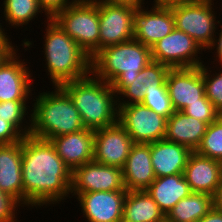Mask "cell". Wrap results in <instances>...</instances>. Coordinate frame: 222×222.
Wrapping results in <instances>:
<instances>
[{
  "label": "cell",
  "instance_id": "12",
  "mask_svg": "<svg viewBox=\"0 0 222 222\" xmlns=\"http://www.w3.org/2000/svg\"><path fill=\"white\" fill-rule=\"evenodd\" d=\"M133 144L131 136L119 122L95 130L93 161L123 168Z\"/></svg>",
  "mask_w": 222,
  "mask_h": 222
},
{
  "label": "cell",
  "instance_id": "40",
  "mask_svg": "<svg viewBox=\"0 0 222 222\" xmlns=\"http://www.w3.org/2000/svg\"><path fill=\"white\" fill-rule=\"evenodd\" d=\"M94 1H103L107 3H119V4H130L135 6L143 5L144 0H94Z\"/></svg>",
  "mask_w": 222,
  "mask_h": 222
},
{
  "label": "cell",
  "instance_id": "23",
  "mask_svg": "<svg viewBox=\"0 0 222 222\" xmlns=\"http://www.w3.org/2000/svg\"><path fill=\"white\" fill-rule=\"evenodd\" d=\"M208 124L185 115L181 111L174 113L167 119L165 140L186 146L195 151L206 133Z\"/></svg>",
  "mask_w": 222,
  "mask_h": 222
},
{
  "label": "cell",
  "instance_id": "31",
  "mask_svg": "<svg viewBox=\"0 0 222 222\" xmlns=\"http://www.w3.org/2000/svg\"><path fill=\"white\" fill-rule=\"evenodd\" d=\"M205 64L201 65L202 77L205 85V96L211 101L213 107L222 115V71L212 75ZM210 72H209V71Z\"/></svg>",
  "mask_w": 222,
  "mask_h": 222
},
{
  "label": "cell",
  "instance_id": "41",
  "mask_svg": "<svg viewBox=\"0 0 222 222\" xmlns=\"http://www.w3.org/2000/svg\"><path fill=\"white\" fill-rule=\"evenodd\" d=\"M1 24L2 23H0V45H12V41L10 42L11 39L6 35L7 33L4 30L6 28H2Z\"/></svg>",
  "mask_w": 222,
  "mask_h": 222
},
{
  "label": "cell",
  "instance_id": "11",
  "mask_svg": "<svg viewBox=\"0 0 222 222\" xmlns=\"http://www.w3.org/2000/svg\"><path fill=\"white\" fill-rule=\"evenodd\" d=\"M115 190H126L122 168L92 161L72 171V196L86 192Z\"/></svg>",
  "mask_w": 222,
  "mask_h": 222
},
{
  "label": "cell",
  "instance_id": "25",
  "mask_svg": "<svg viewBox=\"0 0 222 222\" xmlns=\"http://www.w3.org/2000/svg\"><path fill=\"white\" fill-rule=\"evenodd\" d=\"M122 220L127 222H166V216L146 190L127 191Z\"/></svg>",
  "mask_w": 222,
  "mask_h": 222
},
{
  "label": "cell",
  "instance_id": "29",
  "mask_svg": "<svg viewBox=\"0 0 222 222\" xmlns=\"http://www.w3.org/2000/svg\"><path fill=\"white\" fill-rule=\"evenodd\" d=\"M195 152L222 163V115L207 126Z\"/></svg>",
  "mask_w": 222,
  "mask_h": 222
},
{
  "label": "cell",
  "instance_id": "42",
  "mask_svg": "<svg viewBox=\"0 0 222 222\" xmlns=\"http://www.w3.org/2000/svg\"><path fill=\"white\" fill-rule=\"evenodd\" d=\"M14 47V45H0V62Z\"/></svg>",
  "mask_w": 222,
  "mask_h": 222
},
{
  "label": "cell",
  "instance_id": "16",
  "mask_svg": "<svg viewBox=\"0 0 222 222\" xmlns=\"http://www.w3.org/2000/svg\"><path fill=\"white\" fill-rule=\"evenodd\" d=\"M169 70L168 66L152 60L132 80H115L111 86L117 94L118 106L142 103L146 90L160 87L166 81Z\"/></svg>",
  "mask_w": 222,
  "mask_h": 222
},
{
  "label": "cell",
  "instance_id": "13",
  "mask_svg": "<svg viewBox=\"0 0 222 222\" xmlns=\"http://www.w3.org/2000/svg\"><path fill=\"white\" fill-rule=\"evenodd\" d=\"M16 49L14 47L0 62V102L30 100L32 95L31 70L24 60H19Z\"/></svg>",
  "mask_w": 222,
  "mask_h": 222
},
{
  "label": "cell",
  "instance_id": "5",
  "mask_svg": "<svg viewBox=\"0 0 222 222\" xmlns=\"http://www.w3.org/2000/svg\"><path fill=\"white\" fill-rule=\"evenodd\" d=\"M151 48L135 39L101 49L91 59V72L112 84L115 80H132L150 62Z\"/></svg>",
  "mask_w": 222,
  "mask_h": 222
},
{
  "label": "cell",
  "instance_id": "17",
  "mask_svg": "<svg viewBox=\"0 0 222 222\" xmlns=\"http://www.w3.org/2000/svg\"><path fill=\"white\" fill-rule=\"evenodd\" d=\"M144 7V8H143ZM175 28L171 8L152 7L145 9L143 4L137 7L134 19V39L152 47Z\"/></svg>",
  "mask_w": 222,
  "mask_h": 222
},
{
  "label": "cell",
  "instance_id": "33",
  "mask_svg": "<svg viewBox=\"0 0 222 222\" xmlns=\"http://www.w3.org/2000/svg\"><path fill=\"white\" fill-rule=\"evenodd\" d=\"M18 207L20 205L13 198L0 190V222H19L15 215Z\"/></svg>",
  "mask_w": 222,
  "mask_h": 222
},
{
  "label": "cell",
  "instance_id": "28",
  "mask_svg": "<svg viewBox=\"0 0 222 222\" xmlns=\"http://www.w3.org/2000/svg\"><path fill=\"white\" fill-rule=\"evenodd\" d=\"M27 100H13L0 102V118L11 123L24 137L31 131V116H28L29 124L26 121L28 114ZM27 105V106H26ZM26 122V124H24ZM26 126V127H25Z\"/></svg>",
  "mask_w": 222,
  "mask_h": 222
},
{
  "label": "cell",
  "instance_id": "37",
  "mask_svg": "<svg viewBox=\"0 0 222 222\" xmlns=\"http://www.w3.org/2000/svg\"><path fill=\"white\" fill-rule=\"evenodd\" d=\"M197 222H222V211H218L213 207Z\"/></svg>",
  "mask_w": 222,
  "mask_h": 222
},
{
  "label": "cell",
  "instance_id": "9",
  "mask_svg": "<svg viewBox=\"0 0 222 222\" xmlns=\"http://www.w3.org/2000/svg\"><path fill=\"white\" fill-rule=\"evenodd\" d=\"M137 7L99 1V51L134 39Z\"/></svg>",
  "mask_w": 222,
  "mask_h": 222
},
{
  "label": "cell",
  "instance_id": "35",
  "mask_svg": "<svg viewBox=\"0 0 222 222\" xmlns=\"http://www.w3.org/2000/svg\"><path fill=\"white\" fill-rule=\"evenodd\" d=\"M75 0H38L47 19L53 18L59 11L70 6Z\"/></svg>",
  "mask_w": 222,
  "mask_h": 222
},
{
  "label": "cell",
  "instance_id": "22",
  "mask_svg": "<svg viewBox=\"0 0 222 222\" xmlns=\"http://www.w3.org/2000/svg\"><path fill=\"white\" fill-rule=\"evenodd\" d=\"M191 151L165 139L150 143L151 163L156 178L184 173Z\"/></svg>",
  "mask_w": 222,
  "mask_h": 222
},
{
  "label": "cell",
  "instance_id": "34",
  "mask_svg": "<svg viewBox=\"0 0 222 222\" xmlns=\"http://www.w3.org/2000/svg\"><path fill=\"white\" fill-rule=\"evenodd\" d=\"M24 136L8 121L0 118V144H12L22 141Z\"/></svg>",
  "mask_w": 222,
  "mask_h": 222
},
{
  "label": "cell",
  "instance_id": "27",
  "mask_svg": "<svg viewBox=\"0 0 222 222\" xmlns=\"http://www.w3.org/2000/svg\"><path fill=\"white\" fill-rule=\"evenodd\" d=\"M3 5V19L14 28L28 25L39 13L44 12L38 0H4Z\"/></svg>",
  "mask_w": 222,
  "mask_h": 222
},
{
  "label": "cell",
  "instance_id": "26",
  "mask_svg": "<svg viewBox=\"0 0 222 222\" xmlns=\"http://www.w3.org/2000/svg\"><path fill=\"white\" fill-rule=\"evenodd\" d=\"M213 208V196L192 192L166 215V222H197Z\"/></svg>",
  "mask_w": 222,
  "mask_h": 222
},
{
  "label": "cell",
  "instance_id": "7",
  "mask_svg": "<svg viewBox=\"0 0 222 222\" xmlns=\"http://www.w3.org/2000/svg\"><path fill=\"white\" fill-rule=\"evenodd\" d=\"M214 9L212 0H191L171 7L175 28L184 31L206 51L213 37L218 34L215 32L217 24L221 23L216 21Z\"/></svg>",
  "mask_w": 222,
  "mask_h": 222
},
{
  "label": "cell",
  "instance_id": "3",
  "mask_svg": "<svg viewBox=\"0 0 222 222\" xmlns=\"http://www.w3.org/2000/svg\"><path fill=\"white\" fill-rule=\"evenodd\" d=\"M43 39L45 62L54 87L91 73V58L53 19H47Z\"/></svg>",
  "mask_w": 222,
  "mask_h": 222
},
{
  "label": "cell",
  "instance_id": "24",
  "mask_svg": "<svg viewBox=\"0 0 222 222\" xmlns=\"http://www.w3.org/2000/svg\"><path fill=\"white\" fill-rule=\"evenodd\" d=\"M166 216L183 198L192 193L183 173L156 178L146 189Z\"/></svg>",
  "mask_w": 222,
  "mask_h": 222
},
{
  "label": "cell",
  "instance_id": "6",
  "mask_svg": "<svg viewBox=\"0 0 222 222\" xmlns=\"http://www.w3.org/2000/svg\"><path fill=\"white\" fill-rule=\"evenodd\" d=\"M53 19L91 59L99 52V1L75 0Z\"/></svg>",
  "mask_w": 222,
  "mask_h": 222
},
{
  "label": "cell",
  "instance_id": "21",
  "mask_svg": "<svg viewBox=\"0 0 222 222\" xmlns=\"http://www.w3.org/2000/svg\"><path fill=\"white\" fill-rule=\"evenodd\" d=\"M183 174L192 192L213 196L222 177V163L193 151Z\"/></svg>",
  "mask_w": 222,
  "mask_h": 222
},
{
  "label": "cell",
  "instance_id": "10",
  "mask_svg": "<svg viewBox=\"0 0 222 222\" xmlns=\"http://www.w3.org/2000/svg\"><path fill=\"white\" fill-rule=\"evenodd\" d=\"M118 122L134 143H152L163 140L167 119L142 103L118 106Z\"/></svg>",
  "mask_w": 222,
  "mask_h": 222
},
{
  "label": "cell",
  "instance_id": "14",
  "mask_svg": "<svg viewBox=\"0 0 222 222\" xmlns=\"http://www.w3.org/2000/svg\"><path fill=\"white\" fill-rule=\"evenodd\" d=\"M166 86L174 111H182L187 105L200 102L205 95L201 66L170 69Z\"/></svg>",
  "mask_w": 222,
  "mask_h": 222
},
{
  "label": "cell",
  "instance_id": "36",
  "mask_svg": "<svg viewBox=\"0 0 222 222\" xmlns=\"http://www.w3.org/2000/svg\"><path fill=\"white\" fill-rule=\"evenodd\" d=\"M220 27H221V29L219 31H221V32L218 34L219 38L214 36L211 44L209 45V47H207L206 50H209V49L214 50V48H215L216 52H214V53H216V54H214V55H216V56H215L213 63L215 61H218V63H219L218 65H220V67L222 68V25H220Z\"/></svg>",
  "mask_w": 222,
  "mask_h": 222
},
{
  "label": "cell",
  "instance_id": "18",
  "mask_svg": "<svg viewBox=\"0 0 222 222\" xmlns=\"http://www.w3.org/2000/svg\"><path fill=\"white\" fill-rule=\"evenodd\" d=\"M49 141L71 171L93 161L94 130L85 128L78 132L51 138Z\"/></svg>",
  "mask_w": 222,
  "mask_h": 222
},
{
  "label": "cell",
  "instance_id": "8",
  "mask_svg": "<svg viewBox=\"0 0 222 222\" xmlns=\"http://www.w3.org/2000/svg\"><path fill=\"white\" fill-rule=\"evenodd\" d=\"M202 50L193 38L174 28L151 47V58L170 69L199 67L204 63L198 57Z\"/></svg>",
  "mask_w": 222,
  "mask_h": 222
},
{
  "label": "cell",
  "instance_id": "20",
  "mask_svg": "<svg viewBox=\"0 0 222 222\" xmlns=\"http://www.w3.org/2000/svg\"><path fill=\"white\" fill-rule=\"evenodd\" d=\"M22 141L0 144V190L23 207Z\"/></svg>",
  "mask_w": 222,
  "mask_h": 222
},
{
  "label": "cell",
  "instance_id": "39",
  "mask_svg": "<svg viewBox=\"0 0 222 222\" xmlns=\"http://www.w3.org/2000/svg\"><path fill=\"white\" fill-rule=\"evenodd\" d=\"M213 207L218 211H222V177L217 190L213 195Z\"/></svg>",
  "mask_w": 222,
  "mask_h": 222
},
{
  "label": "cell",
  "instance_id": "32",
  "mask_svg": "<svg viewBox=\"0 0 222 222\" xmlns=\"http://www.w3.org/2000/svg\"><path fill=\"white\" fill-rule=\"evenodd\" d=\"M181 112L199 121H203L208 125L221 115L205 95L200 99V102L187 105Z\"/></svg>",
  "mask_w": 222,
  "mask_h": 222
},
{
  "label": "cell",
  "instance_id": "1",
  "mask_svg": "<svg viewBox=\"0 0 222 222\" xmlns=\"http://www.w3.org/2000/svg\"><path fill=\"white\" fill-rule=\"evenodd\" d=\"M21 169L23 207L61 203L71 194L72 171L49 140L23 138Z\"/></svg>",
  "mask_w": 222,
  "mask_h": 222
},
{
  "label": "cell",
  "instance_id": "19",
  "mask_svg": "<svg viewBox=\"0 0 222 222\" xmlns=\"http://www.w3.org/2000/svg\"><path fill=\"white\" fill-rule=\"evenodd\" d=\"M127 191L146 190L156 179L151 163L150 143H134L122 168Z\"/></svg>",
  "mask_w": 222,
  "mask_h": 222
},
{
  "label": "cell",
  "instance_id": "15",
  "mask_svg": "<svg viewBox=\"0 0 222 222\" xmlns=\"http://www.w3.org/2000/svg\"><path fill=\"white\" fill-rule=\"evenodd\" d=\"M76 195L88 222H119L123 219L127 190L96 191Z\"/></svg>",
  "mask_w": 222,
  "mask_h": 222
},
{
  "label": "cell",
  "instance_id": "38",
  "mask_svg": "<svg viewBox=\"0 0 222 222\" xmlns=\"http://www.w3.org/2000/svg\"><path fill=\"white\" fill-rule=\"evenodd\" d=\"M191 0H154L152 7L171 8Z\"/></svg>",
  "mask_w": 222,
  "mask_h": 222
},
{
  "label": "cell",
  "instance_id": "4",
  "mask_svg": "<svg viewBox=\"0 0 222 222\" xmlns=\"http://www.w3.org/2000/svg\"><path fill=\"white\" fill-rule=\"evenodd\" d=\"M54 92L39 93L33 99L31 117L32 137L49 140L51 138L74 133L85 129L81 116L72 99L60 87L55 86Z\"/></svg>",
  "mask_w": 222,
  "mask_h": 222
},
{
  "label": "cell",
  "instance_id": "2",
  "mask_svg": "<svg viewBox=\"0 0 222 222\" xmlns=\"http://www.w3.org/2000/svg\"><path fill=\"white\" fill-rule=\"evenodd\" d=\"M72 99L85 128L98 130L118 122V97L112 86L92 72L60 86Z\"/></svg>",
  "mask_w": 222,
  "mask_h": 222
},
{
  "label": "cell",
  "instance_id": "30",
  "mask_svg": "<svg viewBox=\"0 0 222 222\" xmlns=\"http://www.w3.org/2000/svg\"><path fill=\"white\" fill-rule=\"evenodd\" d=\"M142 104L166 119L174 113L170 96L168 95L166 81L160 87L146 90Z\"/></svg>",
  "mask_w": 222,
  "mask_h": 222
}]
</instances>
